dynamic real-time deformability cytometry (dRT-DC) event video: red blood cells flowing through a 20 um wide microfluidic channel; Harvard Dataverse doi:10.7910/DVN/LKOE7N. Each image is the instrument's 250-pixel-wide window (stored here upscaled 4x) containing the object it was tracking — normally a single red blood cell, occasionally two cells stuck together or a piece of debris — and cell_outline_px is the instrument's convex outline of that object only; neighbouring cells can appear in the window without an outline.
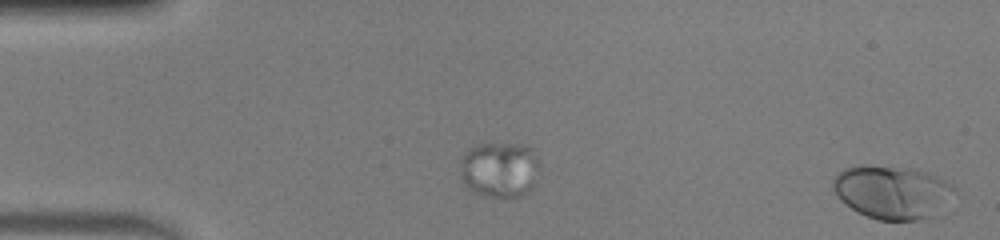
{"species": "human", "species_latin": "Homo sapiens", "temperature_condition": "warm", "stored_images_in_passage": 50, "camera_frame_rate_fps": 3000, "um_per_image_px": 0.085, "donor": {"sex": "male"}, "frame": {"image": 1, "passage_image": 1, "time_ms": 0.0, "image_size_px": [1000, 240], "cell_outline_px": [[956, 192], [924, 216], [916, 220], [880, 220], [856, 212], [840, 200], [832, 188], [832, 180], [844, 168], [860, 164], [864, 164], [916, 168], [928, 172], [952, 184], [956, 188]], "centroid_in_image_um": [75.72, 16.26], "position_along_channel_um": 9.3, "area_um2": 37.11}}
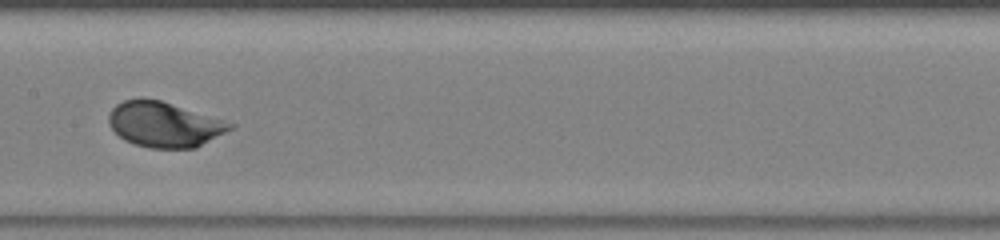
{"frame": {"image": 2, "passage_image": 26, "time_ms": 8.333, "image_size_px": [1000, 240], "cell_outline_px": [[236, 128], [196, 148], [152, 148], [136, 144], [124, 140], [108, 124], [108, 116], [112, 108], [116, 104], [124, 100], [140, 96], [160, 100], [224, 120], [236, 124]], "centroid_in_image_um": [13.98, 10.57], "position_along_channel_um": 193.4, "area_um2": 32.25}}
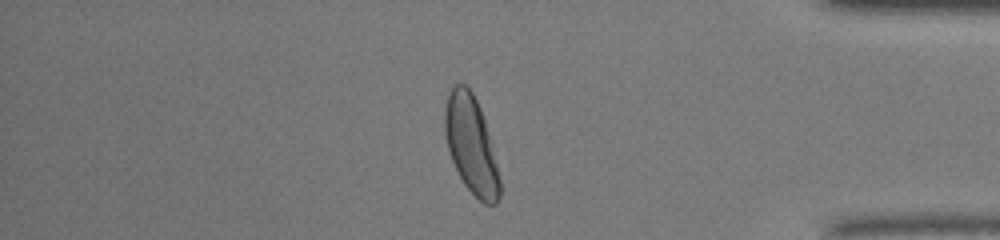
{"frame": {"image": 3, "passage_image": 43, "time_ms": 14.0, "image_size_px": [1000, 240], "cell_outline_px": [[500, 196], [496, 204], [484, 204], [464, 184], [452, 160], [448, 148], [444, 132], [444, 112], [448, 96], [452, 84], [464, 84], [472, 92], [480, 108], [484, 120], [496, 164], [500, 180]], "centroid_in_image_um": [40.03, 12.3], "position_along_channel_um": 395.2, "area_um2": 30.58}, "authors_computed_cell_mechanics": {"area_um2": 32.0212, "velocity_mm_per_s": 4.0596, "shape_relaxation_time_tau1_ms": 2.1642, "shape_relaxation_time_tau2_ms": null, "deformation_change_tau1": 0.1424, "deformation_change_tau2": null}}